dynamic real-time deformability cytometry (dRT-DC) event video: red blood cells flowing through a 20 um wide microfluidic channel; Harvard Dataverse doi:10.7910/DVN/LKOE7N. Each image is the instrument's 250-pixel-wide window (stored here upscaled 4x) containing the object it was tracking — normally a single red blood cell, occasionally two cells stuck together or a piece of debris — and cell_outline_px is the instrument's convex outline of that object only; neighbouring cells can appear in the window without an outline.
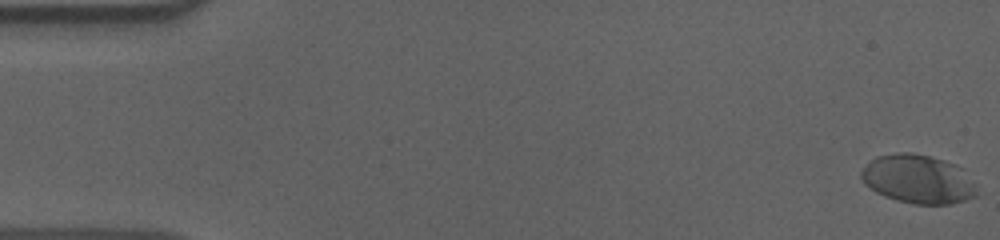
{"species": "human", "species_latin": "Homo sapiens", "temperature_condition": "cold", "stored_images_in_passage": 17, "camera_frame_rate_fps": 3000, "um_per_image_px": 0.085, "donor": {"sex": "male"}, "frame": {"image": 1, "passage_image": 1, "time_ms": 0.0, "image_size_px": [1000, 240], "cell_outline_px": [[980, 196], [948, 204], [912, 204], [896, 200], [884, 196], [876, 192], [864, 184], [860, 176], [860, 172], [876, 156], [896, 152], [912, 152], [944, 160], [956, 164], [964, 168]], "centroid_in_image_um": [78.04, 15.23], "position_along_channel_um": 7.0, "area_um2": 33.0}}